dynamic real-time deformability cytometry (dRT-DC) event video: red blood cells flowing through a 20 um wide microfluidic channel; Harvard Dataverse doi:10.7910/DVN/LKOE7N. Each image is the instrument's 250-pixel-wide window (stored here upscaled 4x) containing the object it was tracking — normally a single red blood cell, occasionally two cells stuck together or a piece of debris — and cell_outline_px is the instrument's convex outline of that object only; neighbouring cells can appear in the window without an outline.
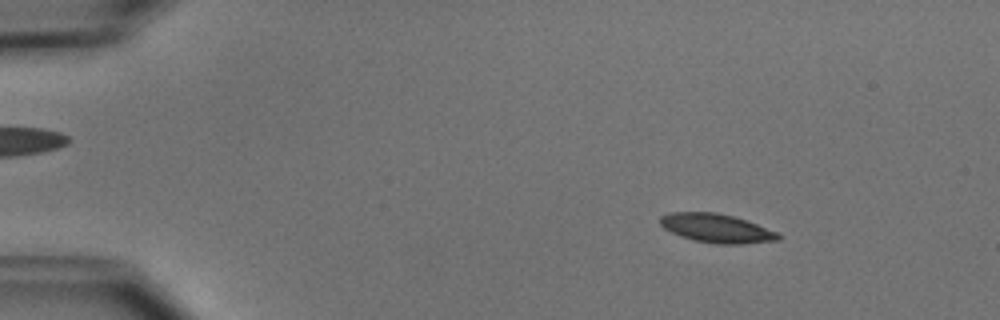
{"species": "common noctule bat (a hibernating species)", "species_latin": "Nyctalus noctula", "temperature_condition": "cold", "stored_images_in_passage": 51, "camera_frame_rate_fps": 3000, "um_per_image_px": 0.085, "animal": {"sex": "male", "body_mass_g": 15.6}, "frame": {"image": 1, "passage_image": 7, "time_ms": 2.0, "image_size_px": [1000, 320], "cell_outline_px": [[784, 236], [780, 240], [740, 244], [716, 244], [696, 240], [680, 236], [664, 228], [660, 224], [660, 216], [668, 212], [716, 212], [732, 216], [756, 224], [776, 232]], "centroid_in_image_um": [60.9, 19.4], "position_along_channel_um": 24.1, "area_um2": 19.71}}
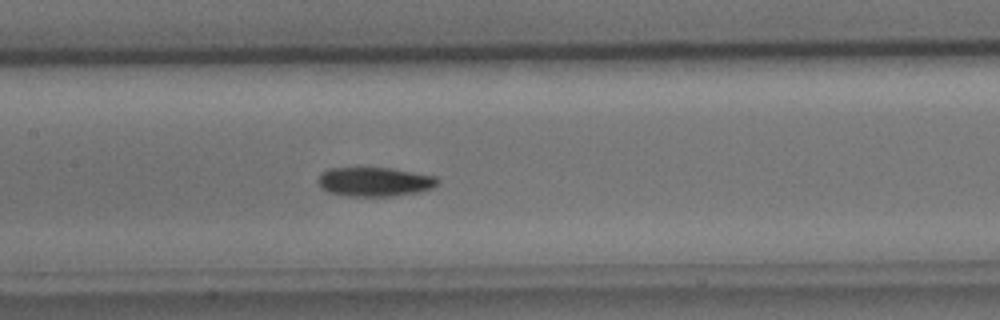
{"frame": {"image": 2, "passage_image": 25, "time_ms": 8.0, "image_size_px": [1000, 320], "cell_outline_px": [[440, 180], [432, 188], [420, 192], [392, 196], [348, 196], [328, 192], [316, 180], [328, 168], [392, 168], [436, 176]], "centroid_in_image_um": [31.88, 15.45], "position_along_channel_um": 175.5, "area_um2": 20.23}}
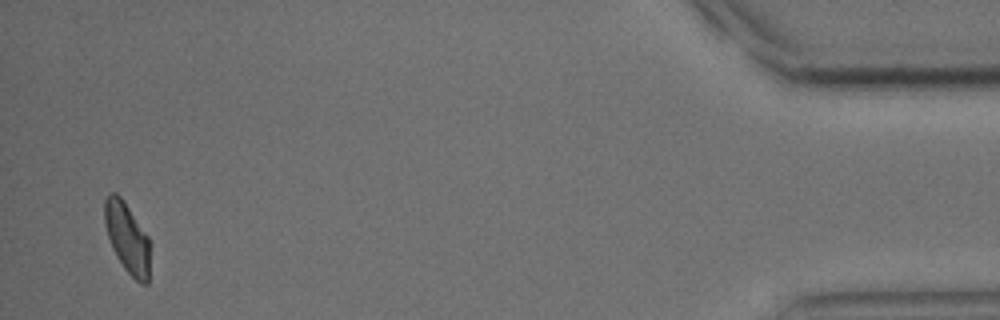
{"frame": {"image": 3, "passage_image": 50, "time_ms": 16.333, "image_size_px": [1000, 320], "cell_outline_px": [[148, 284], [140, 284], [124, 268], [116, 256], [112, 248], [104, 224], [104, 200], [108, 192], [116, 192], [124, 200], [148, 236]], "centroid_in_image_um": [10.77, 20.16], "position_along_channel_um": 424.4, "area_um2": 18.5}, "authors_computed_cell_mechanics": {"area_um2": 19.7098, "velocity_mm_per_s": 3.8965, "shape_relaxation_time_tau1_ms": 2.8172, "shape_relaxation_time_tau2_ms": 2.7913, "deformation_change_tau1": 0.111, "deformation_change_tau2": 0.0762}}